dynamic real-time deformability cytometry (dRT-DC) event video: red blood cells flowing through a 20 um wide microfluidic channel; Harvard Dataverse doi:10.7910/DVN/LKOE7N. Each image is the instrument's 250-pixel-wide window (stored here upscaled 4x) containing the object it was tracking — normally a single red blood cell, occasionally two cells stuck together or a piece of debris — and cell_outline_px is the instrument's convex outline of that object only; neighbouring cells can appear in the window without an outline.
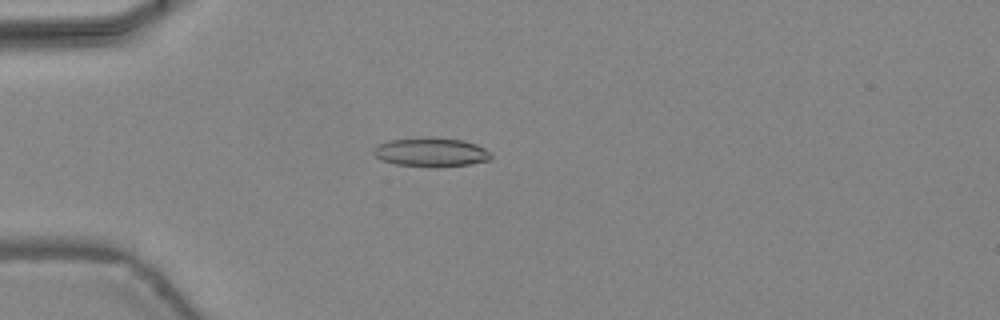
{"species": "common noctule bat (a hibernating species)", "species_latin": "Nyctalus noctula", "temperature_condition": "warm", "stored_images_in_passage": 47, "camera_frame_rate_fps": 3000, "um_per_image_px": 0.085, "animal": {"sex": "female", "body_mass_g": 24.6, "forearm_length_mm": 56.2}, "frame": {"image": 1, "passage_image": 14, "time_ms": 4.333, "image_size_px": [1000, 320], "cell_outline_px": [[492, 160], [468, 164], [436, 168], [396, 164], [384, 160], [376, 156], [372, 152], [372, 148], [376, 144], [388, 140], [464, 140], [476, 144], [492, 152]], "centroid_in_image_um": [36.67, 12.99], "position_along_channel_um": 48.3, "area_um2": 19.25}}
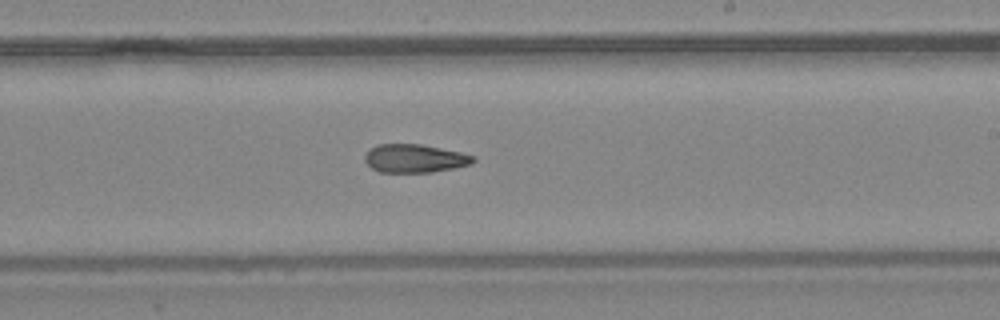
{"frame": {"image": 2, "passage_image": 29, "time_ms": 9.333, "image_size_px": [1000, 320], "cell_outline_px": [[476, 160], [472, 164], [456, 168], [432, 172], [380, 172], [372, 168], [364, 160], [364, 156], [368, 148], [376, 144], [420, 144], [460, 152], [476, 156]], "centroid_in_image_um": [35.25, 13.46], "position_along_channel_um": 253.7, "area_um2": 18.09}}
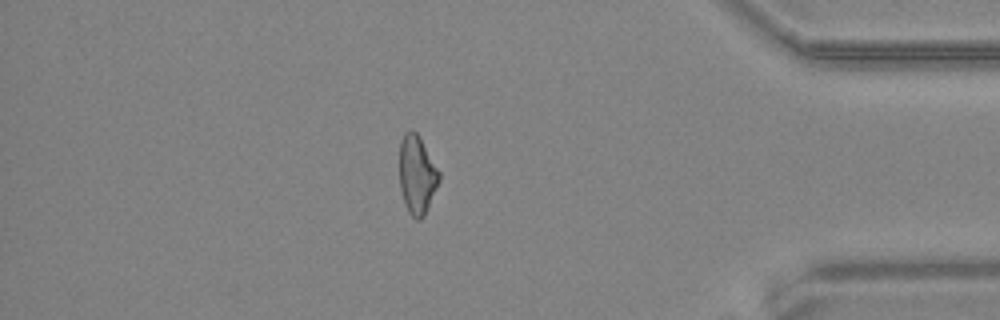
{"frame": {"image": 3, "passage_image": 41, "time_ms": 13.333, "image_size_px": [1000, 320], "cell_outline_px": [[440, 180], [424, 216], [420, 220], [416, 220], [408, 212], [404, 204], [400, 188], [400, 140], [404, 132], [412, 128], [416, 132], [440, 172]], "centroid_in_image_um": [35.43, 14.86], "position_along_channel_um": 399.8, "area_um2": 18.15}, "authors_computed_cell_mechanics": {"area_um2": 18.8428, "velocity_mm_per_s": 4.4799, "shape_relaxation_time_tau1_ms": null, "shape_relaxation_time_tau2_ms": 2.6591, "deformation_change_tau1": null, "deformation_change_tau2": 0.1142}}